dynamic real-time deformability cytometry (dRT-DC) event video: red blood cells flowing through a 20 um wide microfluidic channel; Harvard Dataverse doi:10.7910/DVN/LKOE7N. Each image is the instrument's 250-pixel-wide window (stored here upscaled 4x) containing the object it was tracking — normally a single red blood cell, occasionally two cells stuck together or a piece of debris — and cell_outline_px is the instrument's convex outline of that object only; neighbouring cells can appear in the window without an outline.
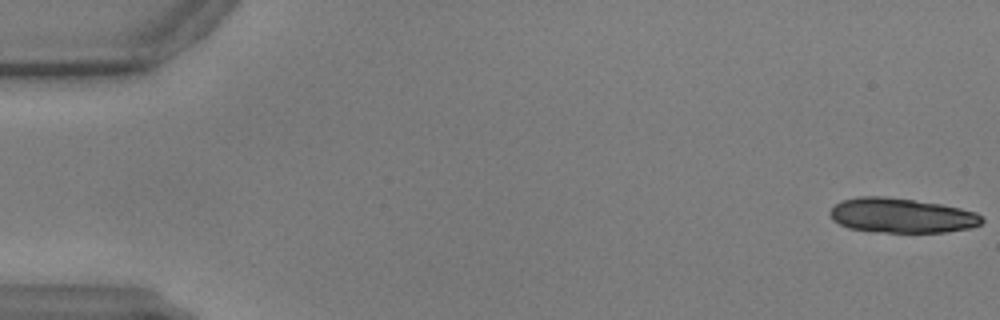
{"species": "common noctule bat (a hibernating species)", "species_latin": "Nyctalus noctula", "temperature_condition": "warm", "stored_images_in_passage": 18, "camera_frame_rate_fps": 3000, "um_per_image_px": 0.085, "animal": {"sex": "male", "body_mass_g": 17.9, "forearm_length_mm": 54.2}, "frame": {"image": 1, "passage_image": 1, "time_ms": 0.0, "image_size_px": [1000, 320], "cell_outline_px": [[984, 220], [980, 224], [972, 228], [948, 232], [872, 232], [848, 228], [832, 220], [828, 212], [840, 200], [856, 196], [884, 196], [940, 204], [960, 208], [976, 212]], "centroid_in_image_um": [76.6, 18.32], "position_along_channel_um": 8.4, "area_um2": 30.92}}